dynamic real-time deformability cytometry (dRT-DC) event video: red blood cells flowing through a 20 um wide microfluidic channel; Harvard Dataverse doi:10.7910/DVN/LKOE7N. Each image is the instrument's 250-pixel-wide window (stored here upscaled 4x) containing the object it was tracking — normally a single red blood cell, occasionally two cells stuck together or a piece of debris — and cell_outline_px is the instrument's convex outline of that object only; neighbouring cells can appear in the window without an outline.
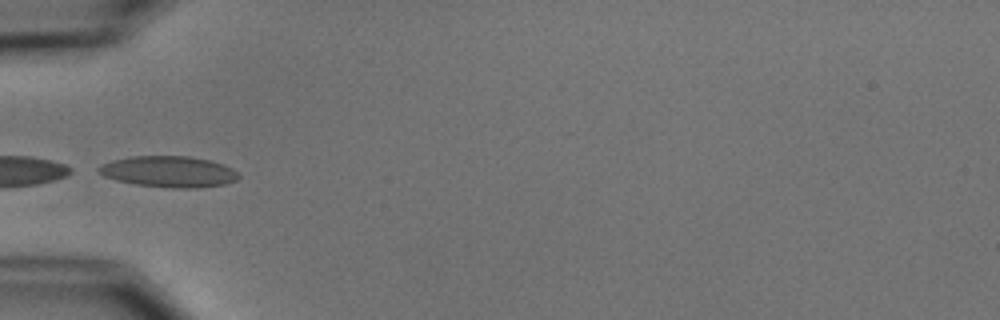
{"species": "common noctule bat (a hibernating species)", "species_latin": "Nyctalus noctula", "temperature_condition": "cold", "stored_images_in_passage": 7, "camera_frame_rate_fps": 3000, "um_per_image_px": 0.085, "animal": {"sex": "male", "body_mass_g": 15.6}, "frame": {"image": 1, "passage_image": 5, "time_ms": 4.667, "image_size_px": [1000, 320], "cell_outline_px": [[240, 176], [236, 180], [224, 184], [196, 188], [172, 188], [136, 184], [116, 180], [104, 176], [96, 172], [96, 168], [100, 164], [112, 160], [132, 156], [188, 156], [208, 160], [224, 164], [232, 168]], "centroid_in_image_um": [14.3, 14.58], "position_along_channel_um": 70.7, "area_um2": 25.43}}